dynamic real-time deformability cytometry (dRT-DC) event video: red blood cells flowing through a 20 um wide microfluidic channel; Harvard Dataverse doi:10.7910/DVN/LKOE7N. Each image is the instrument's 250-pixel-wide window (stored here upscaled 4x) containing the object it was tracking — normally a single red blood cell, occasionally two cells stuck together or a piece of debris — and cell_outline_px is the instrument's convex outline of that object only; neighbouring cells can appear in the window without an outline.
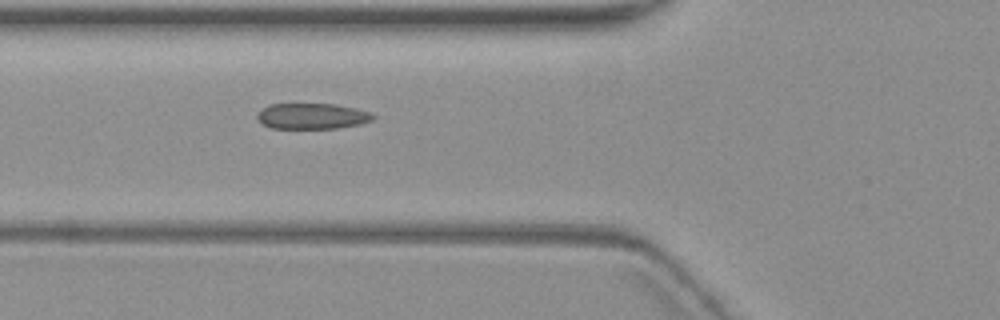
{"species": "common noctule bat (a hibernating species)", "species_latin": "Nyctalus noctula", "temperature_condition": "warm", "stored_images_in_passage": 5, "camera_frame_rate_fps": 3000, "um_per_image_px": 0.085, "animal": {"sex": "female", "body_mass_g": 19.3, "forearm_length_mm": 54.1}, "frame": {"image": 1, "passage_image": 5, "time_ms": 6.0, "image_size_px": [1000, 320], "cell_outline_px": [[376, 116], [372, 120], [360, 124], [336, 128], [272, 128], [264, 124], [256, 116], [268, 104], [336, 104], [356, 108], [372, 112]], "centroid_in_image_um": [26.59, 9.86], "position_along_channel_um": 99.2, "area_um2": 17.28}}